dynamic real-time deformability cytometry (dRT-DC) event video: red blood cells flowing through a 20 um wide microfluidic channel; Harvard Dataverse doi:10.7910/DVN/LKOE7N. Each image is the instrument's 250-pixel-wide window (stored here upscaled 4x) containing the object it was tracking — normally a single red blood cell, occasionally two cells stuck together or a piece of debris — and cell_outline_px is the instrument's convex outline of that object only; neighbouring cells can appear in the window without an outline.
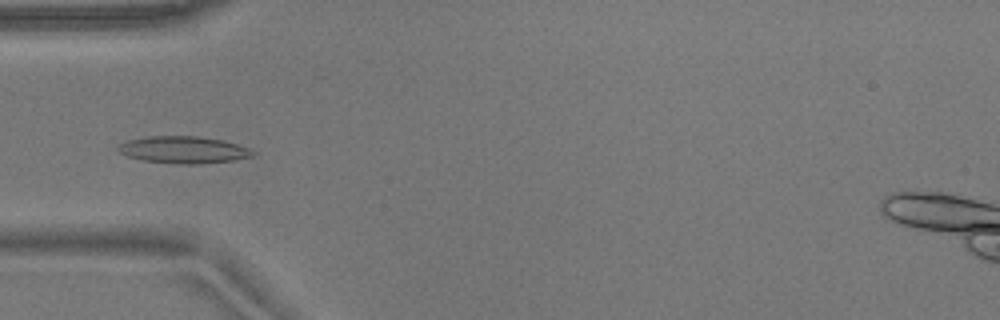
{"species": "common noctule bat (a hibernating species)", "species_latin": "Nyctalus noctula", "temperature_condition": "warm", "stored_images_in_passage": 53, "camera_frame_rate_fps": 3000, "um_per_image_px": 0.085, "animal": {"sex": "male", "body_mass_g": 17.9}, "frame": {"image": 1, "passage_image": 16, "time_ms": 5.0, "image_size_px": [1000, 320], "cell_outline_px": [[256, 152], [252, 156], [236, 160], [200, 164], [180, 164], [144, 160], [128, 156], [120, 152], [116, 148], [120, 144], [128, 140], [148, 136], [196, 136], [220, 140], [236, 144], [248, 148]], "centroid_in_image_um": [15.6, 12.74], "position_along_channel_um": 69.4, "area_um2": 20.98}}
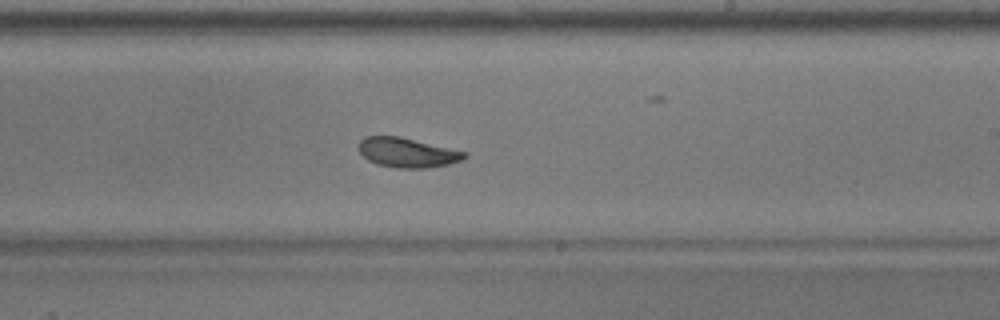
{"frame": {"image": 2, "passage_image": 31, "time_ms": 10.0, "image_size_px": [1000, 320], "cell_outline_px": [[468, 156], [460, 160], [448, 164], [428, 168], [396, 168], [376, 164], [368, 160], [360, 152], [360, 140], [364, 136], [400, 136], [468, 152]], "centroid_in_image_um": [34.63, 12.97], "position_along_channel_um": 254.4, "area_um2": 18.26}}
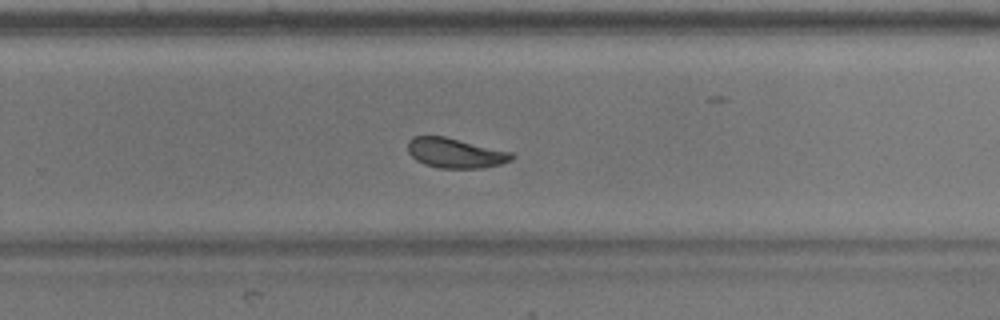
{"frame": {"image": 3, "passage_image": 34, "time_ms": 11.0, "image_size_px": [1000, 320], "cell_outline_px": [[516, 156], [512, 160], [500, 164], [480, 168], [440, 168], [424, 164], [416, 160], [408, 152], [408, 140], [412, 136], [444, 136], [512, 152]], "centroid_in_image_um": [38.7, 13.0], "position_along_channel_um": 291.1, "area_um2": 18.09}, "authors_computed_cell_mechanics": {"area_um2": 19.1318, "velocity_mm_per_s": 3.6834, "shape_relaxation_time_tau1_ms": 3.8054, "shape_relaxation_time_tau2_ms": 1.5236, "deformation_change_tau1": 0.1404, "deformation_change_tau2": 0.0746}}